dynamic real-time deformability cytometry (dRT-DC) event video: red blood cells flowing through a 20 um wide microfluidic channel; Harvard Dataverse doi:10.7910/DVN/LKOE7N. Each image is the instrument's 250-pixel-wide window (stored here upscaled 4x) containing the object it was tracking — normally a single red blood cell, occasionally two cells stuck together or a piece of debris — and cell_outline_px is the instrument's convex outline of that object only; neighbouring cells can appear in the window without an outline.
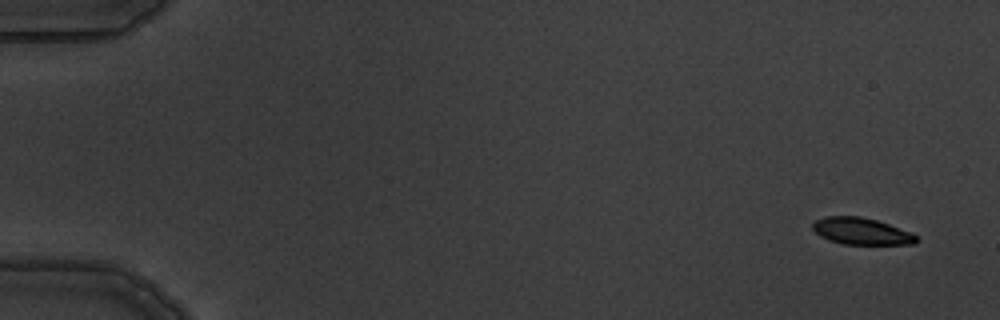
{"species": "common noctule bat (a hibernating species)", "species_latin": "Nyctalus noctula", "temperature_condition": "warm", "stored_images_in_passage": 2, "camera_frame_rate_fps": 3000, "um_per_image_px": 0.085, "animal": {"sex": "male", "body_mass_g": 19.5, "forearm_length_mm": 54.6}, "frame": {"image": 1, "passage_image": 2, "time_ms": 1.333, "image_size_px": [1000, 320], "cell_outline_px": [[916, 244], [844, 244], [828, 240], [820, 236], [812, 228], [812, 224], [816, 220], [824, 216], [860, 216], [876, 220], [912, 232], [916, 236]], "centroid_in_image_um": [73.2, 19.65], "position_along_channel_um": 11.8, "area_um2": 16.13}}